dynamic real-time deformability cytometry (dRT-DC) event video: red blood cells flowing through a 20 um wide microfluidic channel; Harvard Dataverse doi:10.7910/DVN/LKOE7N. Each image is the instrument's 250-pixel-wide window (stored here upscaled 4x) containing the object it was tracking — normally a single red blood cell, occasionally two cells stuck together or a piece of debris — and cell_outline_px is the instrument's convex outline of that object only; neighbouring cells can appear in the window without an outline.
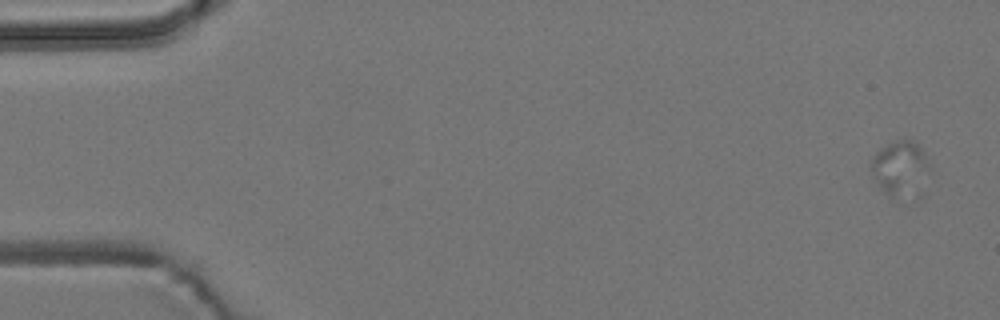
{"species": "common noctule bat (a hibernating species)", "species_latin": "Nyctalus noctula", "temperature_condition": "room temperature", "stored_images_in_passage": 6, "camera_frame_rate_fps": 3000, "um_per_image_px": 0.085, "animal": {"sex": "male", "body_mass_g": 19.2, "forearm_length_mm": 51.8}, "frame": {"image": 1, "passage_image": 1, "time_ms": 0.0, "image_size_px": [1000, 320], "cell_outline_px": [[932, 172], [892, 196], [888, 196], [872, 180], [872, 156], [880, 148], [896, 140], [912, 140], [924, 152]], "centroid_in_image_um": [76.41, 14.13], "position_along_channel_um": 8.6, "area_um2": 16.94}}
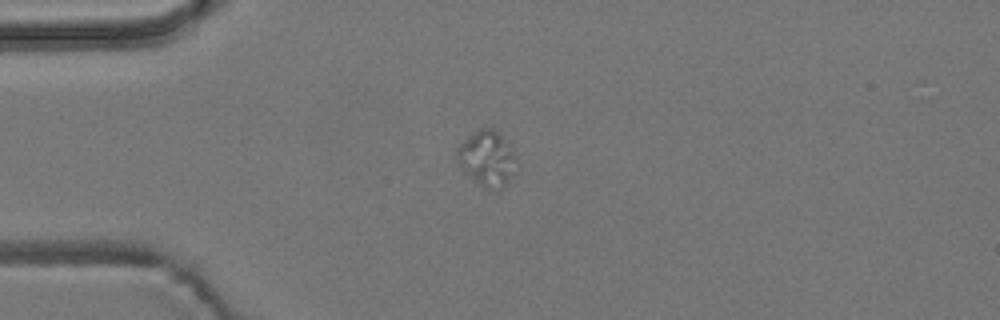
{"frame": {"image": 2, "passage_image": 5, "time_ms": 4.333, "image_size_px": [1000, 320], "cell_outline_px": [[520, 164], [504, 188], [496, 192], [472, 180], [460, 168], [456, 160], [456, 148], [472, 132], [480, 128], [496, 128], [516, 156]], "centroid_in_image_um": [41.41, 13.49], "position_along_channel_um": 43.6, "area_um2": 19.77}}